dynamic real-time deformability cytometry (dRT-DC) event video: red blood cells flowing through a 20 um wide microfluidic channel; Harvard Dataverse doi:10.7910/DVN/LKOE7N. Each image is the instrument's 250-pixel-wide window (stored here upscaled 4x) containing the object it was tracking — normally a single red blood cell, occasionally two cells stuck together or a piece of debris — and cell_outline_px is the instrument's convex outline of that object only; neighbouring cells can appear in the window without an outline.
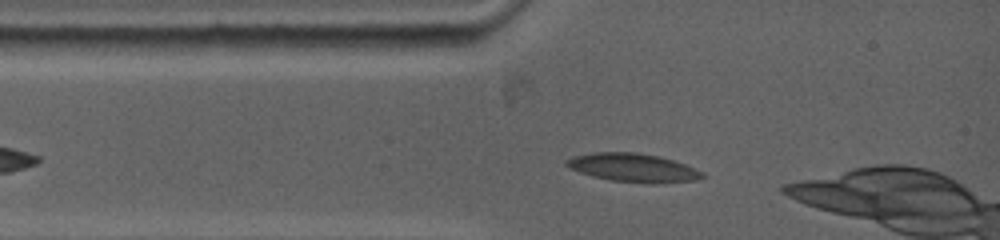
{"species": "common noctule bat (a hibernating species)", "species_latin": "Nyctalus noctula", "temperature_condition": "warm", "stored_images_in_passage": 38, "camera_frame_rate_fps": 5000, "um_per_image_px": 0.085, "animal": {"sex": "female", "body_mass_g": 19.0, "forearm_length_mm": 53.3}, "frame": {"image": 1, "passage_image": 2, "time_ms": 0.2, "image_size_px": [1000, 240], "cell_outline_px": [[708, 176], [696, 180], [652, 184], [648, 184], [612, 180], [592, 176], [568, 168], [564, 164], [564, 160], [572, 156], [592, 152], [636, 152], [660, 156], [684, 164], [704, 172]], "centroid_in_image_um": [53.8, 14.25], "position_along_channel_um": 31.2, "area_um2": 22.83}}
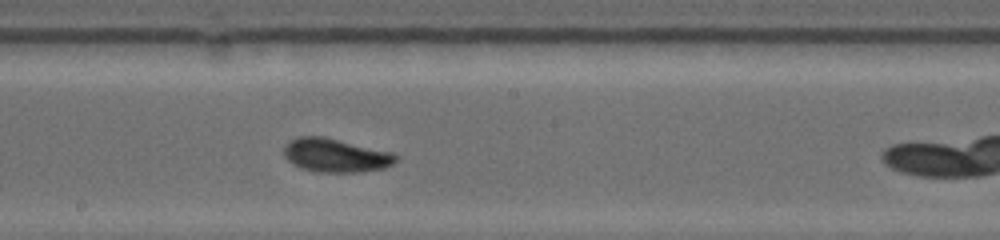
{"frame": {"image": 2, "passage_image": 23, "time_ms": 5.2, "image_size_px": [1000, 240], "cell_outline_px": [[400, 156], [392, 164], [384, 168], [356, 172], [316, 172], [300, 168], [292, 164], [284, 156], [284, 144], [300, 136], [324, 136], [392, 152]], "centroid_in_image_um": [28.51, 13.2], "position_along_channel_um": 219.7, "area_um2": 22.02}}
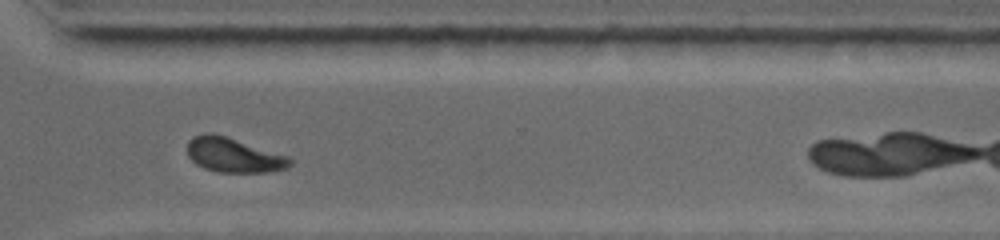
{"frame": {"image": 3, "passage_image": 36, "time_ms": 8.6, "image_size_px": [1000, 240], "cell_outline_px": [[292, 164], [288, 168], [268, 172], [220, 172], [204, 168], [196, 164], [188, 156], [188, 140], [192, 136], [204, 132], [212, 132], [228, 136], [288, 156], [292, 160]], "centroid_in_image_um": [19.85, 13.16], "position_along_channel_um": 350.8, "area_um2": 20.92}, "authors_computed_cell_mechanics": {"area_um2": 21.5305, "velocity_mm_per_s": 3.8467, "shape_relaxation_time_tau1_ms": 5.6906, "shape_relaxation_time_tau2_ms": 2.7715, "deformation_change_tau1": 0.1678, "deformation_change_tau2": 0.066}}